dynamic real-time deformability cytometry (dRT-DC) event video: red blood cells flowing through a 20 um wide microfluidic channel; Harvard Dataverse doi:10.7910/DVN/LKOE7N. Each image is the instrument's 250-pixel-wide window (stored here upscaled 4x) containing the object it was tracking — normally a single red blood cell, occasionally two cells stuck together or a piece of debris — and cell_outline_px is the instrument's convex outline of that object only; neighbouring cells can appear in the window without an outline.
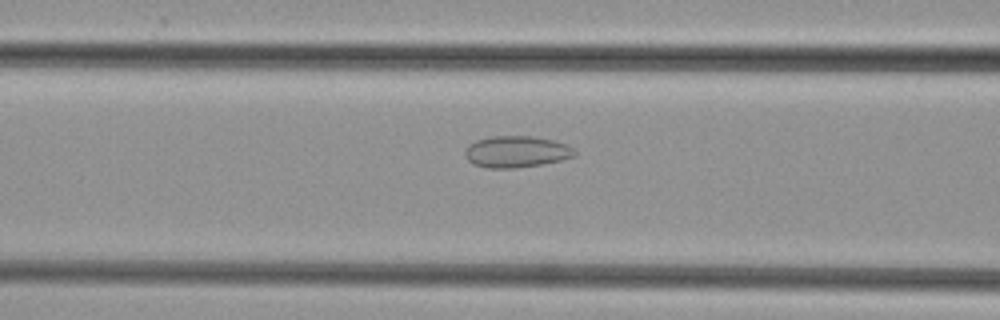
{"species": "common noctule bat (a hibernating species)", "species_latin": "Nyctalus noctula", "temperature_condition": "cold", "stored_images_in_passage": 37, "camera_frame_rate_fps": 3000, "um_per_image_px": 0.085, "animal": {"sex": "female", "body_mass_g": 29.2, "forearm_length_mm": 56.3}, "frame": {"image": 1, "passage_image": 8, "time_ms": 2.333, "image_size_px": [1000, 320], "cell_outline_px": [[576, 156], [560, 160], [540, 164], [512, 168], [488, 168], [472, 164], [464, 156], [464, 152], [468, 144], [476, 140], [492, 136], [532, 136], [552, 140], [564, 144], [572, 148], [576, 152]], "centroid_in_image_um": [43.84, 12.89], "position_along_channel_um": 122.8, "area_um2": 20.06}}
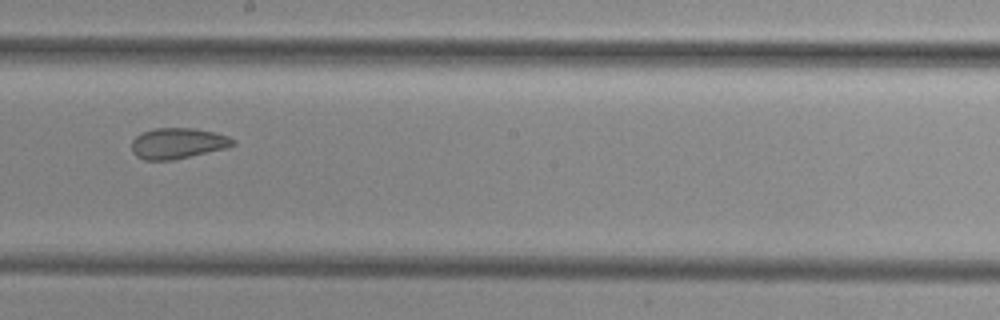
{"frame": {"image": 2, "passage_image": 16, "time_ms": 5.0, "image_size_px": [1000, 320], "cell_outline_px": [[236, 144], [224, 148], [172, 160], [144, 160], [136, 156], [132, 152], [132, 140], [140, 132], [156, 128], [192, 128], [212, 132], [228, 136], [236, 140]], "centroid_in_image_um": [15.07, 12.18], "position_along_channel_um": 233.1, "area_um2": 18.03}}
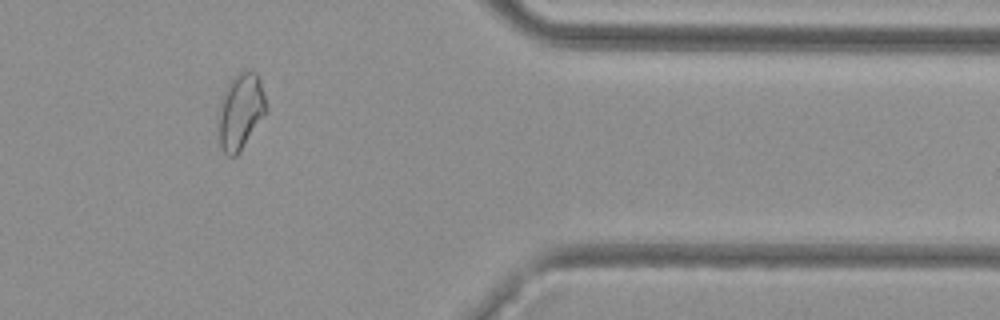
{"frame": {"image": 3, "passage_image": 29, "time_ms": 9.333, "image_size_px": [1000, 320], "cell_outline_px": [[268, 112], [236, 156], [228, 156], [220, 148], [216, 120], [220, 100], [232, 76], [244, 68], [248, 68], [256, 72], [260, 80], [268, 108]], "centroid_in_image_um": [20.43, 9.44], "position_along_channel_um": 391.0, "area_um2": 21.96}}